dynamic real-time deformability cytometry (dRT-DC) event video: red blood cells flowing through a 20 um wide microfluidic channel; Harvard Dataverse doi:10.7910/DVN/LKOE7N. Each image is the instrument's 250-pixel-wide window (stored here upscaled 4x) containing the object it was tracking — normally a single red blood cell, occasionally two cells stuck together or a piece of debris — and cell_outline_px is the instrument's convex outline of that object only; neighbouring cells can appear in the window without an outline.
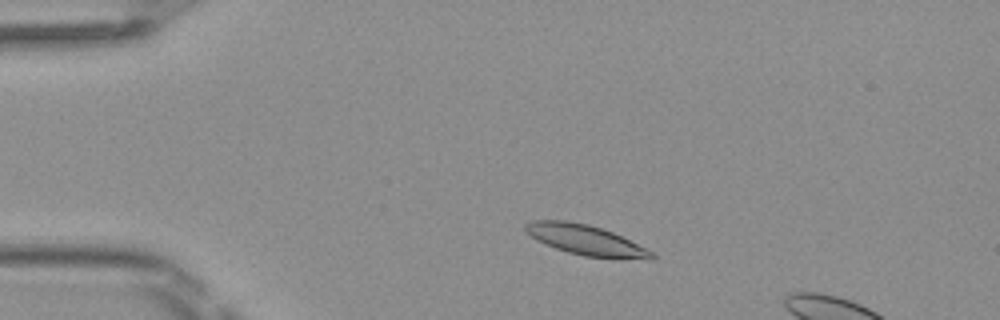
{"species": "Egyptian fruit bat (a non-hibernating species)", "species_latin": "Rousettus aegyptiacus", "temperature_condition": "room temperature", "stored_images_in_passage": 12, "camera_frame_rate_fps": 3000, "um_per_image_px": 0.085, "frame": {"image": 1, "passage_image": 7, "time_ms": 2.0, "image_size_px": [1000, 320], "cell_outline_px": [[656, 256], [652, 260], [616, 260], [584, 256], [568, 252], [556, 248], [536, 240], [524, 232], [524, 224], [532, 220], [564, 220], [588, 224], [612, 232], [652, 252]], "centroid_in_image_um": [49.78, 20.43], "position_along_channel_um": 35.2, "area_um2": 22.48}}